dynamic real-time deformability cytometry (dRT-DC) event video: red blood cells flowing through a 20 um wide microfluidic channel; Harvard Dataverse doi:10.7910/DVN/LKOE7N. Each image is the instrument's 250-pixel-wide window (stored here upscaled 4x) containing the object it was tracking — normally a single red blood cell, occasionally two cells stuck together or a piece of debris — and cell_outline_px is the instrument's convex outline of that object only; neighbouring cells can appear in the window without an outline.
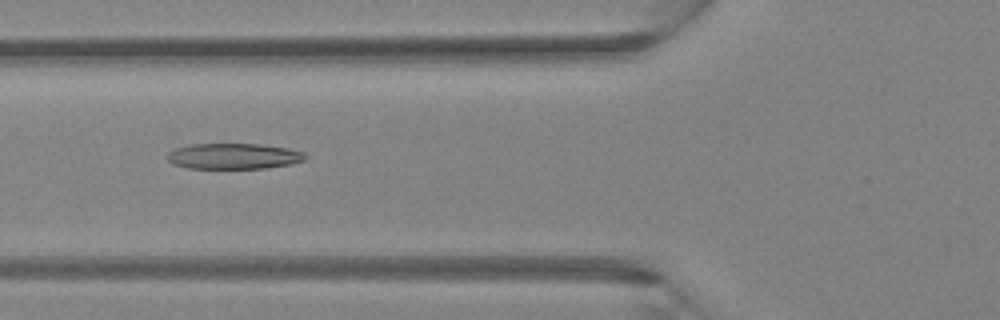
{"species": "Egyptian fruit bat (a non-hibernating species)", "species_latin": "Rousettus aegyptiacus", "temperature_condition": "room temperature", "stored_images_in_passage": 28, "camera_frame_rate_fps": 3000, "um_per_image_px": 0.085, "animal": {"sex": "female"}, "frame": {"image": 1, "passage_image": 3, "time_ms": 0.667, "image_size_px": [1000, 320], "cell_outline_px": [[308, 156], [304, 160], [292, 164], [268, 168], [188, 168], [172, 164], [168, 160], [168, 152], [176, 148], [188, 144], [260, 144], [288, 148], [304, 152]], "centroid_in_image_um": [19.88, 13.27], "position_along_channel_um": 105.9, "area_um2": 20.81}}
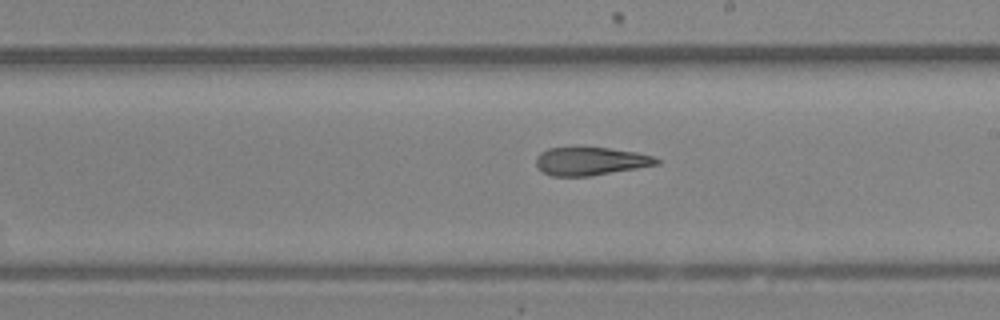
{"frame": {"image": 2, "passage_image": 12, "time_ms": 3.667, "image_size_px": [1000, 320], "cell_outline_px": [[660, 164], [588, 176], [552, 176], [536, 168], [536, 156], [540, 152], [548, 148], [608, 148], [636, 152], [652, 156], [660, 160]], "centroid_in_image_um": [50.16, 13.7], "position_along_channel_um": 238.8, "area_um2": 19.54}}
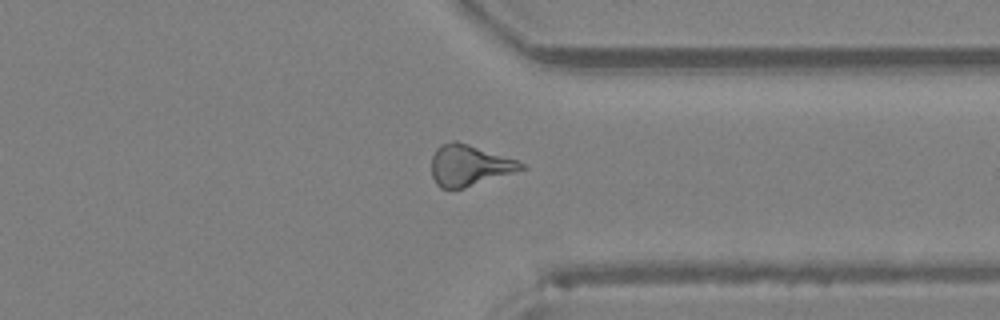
{"frame": {"image": 3, "passage_image": 21, "time_ms": 6.667, "image_size_px": [1000, 320], "cell_outline_px": [[524, 168], [464, 188], [440, 188], [436, 184], [432, 176], [432, 156], [436, 148], [440, 144], [452, 140], [456, 140], [516, 160], [524, 164]], "centroid_in_image_um": [39.81, 14.04], "position_along_channel_um": 371.6, "area_um2": 20.98}}